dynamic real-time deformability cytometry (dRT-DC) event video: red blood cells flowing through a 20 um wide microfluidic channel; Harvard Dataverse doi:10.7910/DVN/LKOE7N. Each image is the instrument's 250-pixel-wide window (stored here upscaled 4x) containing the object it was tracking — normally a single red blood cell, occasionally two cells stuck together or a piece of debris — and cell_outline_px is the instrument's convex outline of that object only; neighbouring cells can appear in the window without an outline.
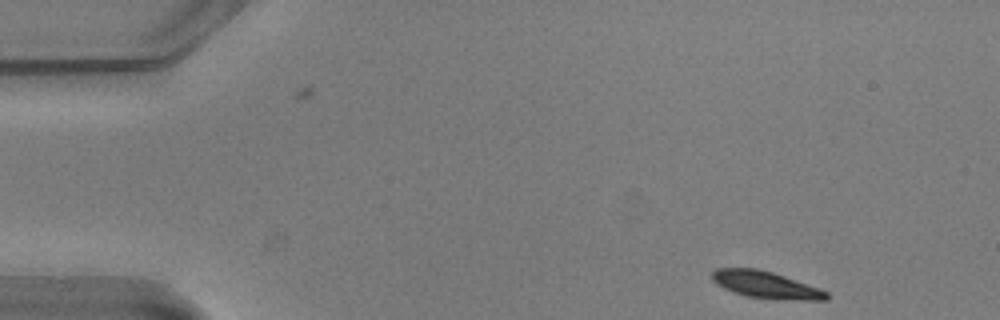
{"species": "common noctule bat (a hibernating species)", "species_latin": "Nyctalus noctula", "temperature_condition": "warm", "stored_images_in_passage": 47, "camera_frame_rate_fps": 3000, "um_per_image_px": 0.085, "animal": {"sex": "male", "body_mass_g": 20.5, "forearm_length_mm": 52.5}, "frame": {"image": 1, "passage_image": 1, "time_ms": 0.0, "image_size_px": [1000, 320], "cell_outline_px": [[832, 296], [828, 300], [776, 300], [748, 296], [732, 292], [716, 284], [712, 280], [712, 272], [716, 268], [756, 268], [772, 272], [820, 288], [828, 292]], "centroid_in_image_um": [65.13, 24.22], "position_along_channel_um": 19.9, "area_um2": 18.21}}
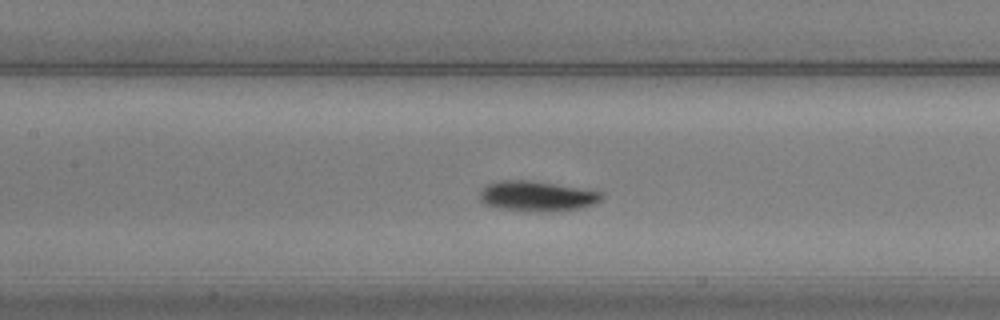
{"frame": {"image": 2, "passage_image": 20, "time_ms": 6.333, "image_size_px": [1000, 320], "cell_outline_px": [[604, 196], [600, 200], [592, 204], [580, 208], [560, 212], [496, 208], [484, 204], [480, 200], [480, 192], [488, 184], [496, 180], [532, 180], [604, 192]], "centroid_in_image_um": [45.65, 16.66], "position_along_channel_um": 161.7, "area_um2": 21.44}}
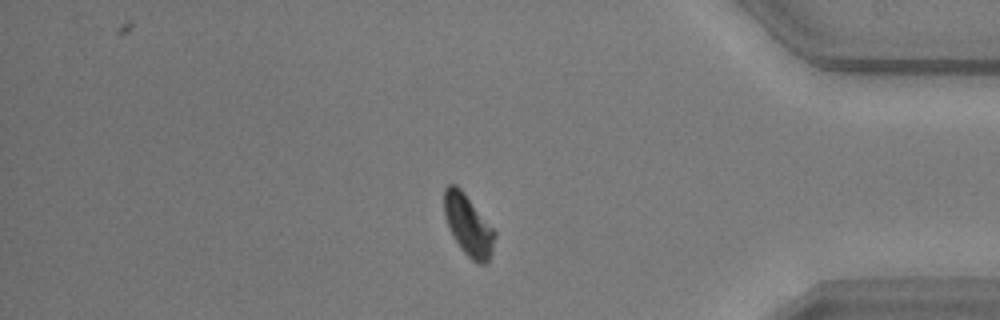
{"frame": {"image": 3, "passage_image": 41, "time_ms": 13.333, "image_size_px": [1000, 320], "cell_outline_px": [[496, 236], [492, 252], [488, 260], [484, 264], [476, 264], [460, 248], [452, 236], [444, 216], [444, 188], [448, 184], [456, 184], [464, 192], [496, 232]], "centroid_in_image_um": [39.79, 19.15], "position_along_channel_um": 395.4, "area_um2": 18.03}, "authors_computed_cell_mechanics": {"area_um2": 19.5364, "velocity_mm_per_s": 3.73, "shape_relaxation_time_tau1_ms": 2.3407, "shape_relaxation_time_tau2_ms": null, "deformation_change_tau1": 0.14, "deformation_change_tau2": null}}